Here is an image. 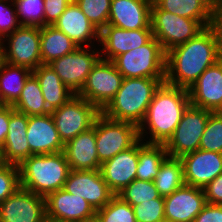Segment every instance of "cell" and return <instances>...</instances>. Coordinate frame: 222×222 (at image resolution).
<instances>
[{
    "mask_svg": "<svg viewBox=\"0 0 222 222\" xmlns=\"http://www.w3.org/2000/svg\"><path fill=\"white\" fill-rule=\"evenodd\" d=\"M101 111L94 105L75 94L64 105L51 112L59 137L63 144L78 134L93 127Z\"/></svg>",
    "mask_w": 222,
    "mask_h": 222,
    "instance_id": "8",
    "label": "cell"
},
{
    "mask_svg": "<svg viewBox=\"0 0 222 222\" xmlns=\"http://www.w3.org/2000/svg\"><path fill=\"white\" fill-rule=\"evenodd\" d=\"M222 9V0H220V10Z\"/></svg>",
    "mask_w": 222,
    "mask_h": 222,
    "instance_id": "53",
    "label": "cell"
},
{
    "mask_svg": "<svg viewBox=\"0 0 222 222\" xmlns=\"http://www.w3.org/2000/svg\"><path fill=\"white\" fill-rule=\"evenodd\" d=\"M96 217L100 222H137L133 207L117 195L105 207L96 211Z\"/></svg>",
    "mask_w": 222,
    "mask_h": 222,
    "instance_id": "34",
    "label": "cell"
},
{
    "mask_svg": "<svg viewBox=\"0 0 222 222\" xmlns=\"http://www.w3.org/2000/svg\"><path fill=\"white\" fill-rule=\"evenodd\" d=\"M45 197L19 187L0 203V222H45Z\"/></svg>",
    "mask_w": 222,
    "mask_h": 222,
    "instance_id": "14",
    "label": "cell"
},
{
    "mask_svg": "<svg viewBox=\"0 0 222 222\" xmlns=\"http://www.w3.org/2000/svg\"><path fill=\"white\" fill-rule=\"evenodd\" d=\"M203 190L207 203L222 205V173L212 180Z\"/></svg>",
    "mask_w": 222,
    "mask_h": 222,
    "instance_id": "42",
    "label": "cell"
},
{
    "mask_svg": "<svg viewBox=\"0 0 222 222\" xmlns=\"http://www.w3.org/2000/svg\"><path fill=\"white\" fill-rule=\"evenodd\" d=\"M79 46L53 25L40 27V52L42 64L74 52Z\"/></svg>",
    "mask_w": 222,
    "mask_h": 222,
    "instance_id": "27",
    "label": "cell"
},
{
    "mask_svg": "<svg viewBox=\"0 0 222 222\" xmlns=\"http://www.w3.org/2000/svg\"><path fill=\"white\" fill-rule=\"evenodd\" d=\"M63 152L71 170H99L102 163L97 156L95 121L93 127L67 142Z\"/></svg>",
    "mask_w": 222,
    "mask_h": 222,
    "instance_id": "24",
    "label": "cell"
},
{
    "mask_svg": "<svg viewBox=\"0 0 222 222\" xmlns=\"http://www.w3.org/2000/svg\"><path fill=\"white\" fill-rule=\"evenodd\" d=\"M4 62H5V58H4L3 44H2V41L0 40V70Z\"/></svg>",
    "mask_w": 222,
    "mask_h": 222,
    "instance_id": "48",
    "label": "cell"
},
{
    "mask_svg": "<svg viewBox=\"0 0 222 222\" xmlns=\"http://www.w3.org/2000/svg\"><path fill=\"white\" fill-rule=\"evenodd\" d=\"M45 222H57V221H53V220H50V219H46Z\"/></svg>",
    "mask_w": 222,
    "mask_h": 222,
    "instance_id": "52",
    "label": "cell"
},
{
    "mask_svg": "<svg viewBox=\"0 0 222 222\" xmlns=\"http://www.w3.org/2000/svg\"><path fill=\"white\" fill-rule=\"evenodd\" d=\"M20 186L46 197L62 189L71 171L63 151L31 155L19 165Z\"/></svg>",
    "mask_w": 222,
    "mask_h": 222,
    "instance_id": "4",
    "label": "cell"
},
{
    "mask_svg": "<svg viewBox=\"0 0 222 222\" xmlns=\"http://www.w3.org/2000/svg\"><path fill=\"white\" fill-rule=\"evenodd\" d=\"M190 104L188 89L162 83L138 126L139 139L149 144H165Z\"/></svg>",
    "mask_w": 222,
    "mask_h": 222,
    "instance_id": "2",
    "label": "cell"
},
{
    "mask_svg": "<svg viewBox=\"0 0 222 222\" xmlns=\"http://www.w3.org/2000/svg\"><path fill=\"white\" fill-rule=\"evenodd\" d=\"M99 50L96 46L78 47L74 52L53 60L49 65L61 81L78 94L85 85L92 67L101 58Z\"/></svg>",
    "mask_w": 222,
    "mask_h": 222,
    "instance_id": "12",
    "label": "cell"
},
{
    "mask_svg": "<svg viewBox=\"0 0 222 222\" xmlns=\"http://www.w3.org/2000/svg\"><path fill=\"white\" fill-rule=\"evenodd\" d=\"M63 189L82 197L95 210L105 207L114 194L99 170H71Z\"/></svg>",
    "mask_w": 222,
    "mask_h": 222,
    "instance_id": "13",
    "label": "cell"
},
{
    "mask_svg": "<svg viewBox=\"0 0 222 222\" xmlns=\"http://www.w3.org/2000/svg\"><path fill=\"white\" fill-rule=\"evenodd\" d=\"M10 119V106L4 105L0 107V145L3 146L7 134Z\"/></svg>",
    "mask_w": 222,
    "mask_h": 222,
    "instance_id": "44",
    "label": "cell"
},
{
    "mask_svg": "<svg viewBox=\"0 0 222 222\" xmlns=\"http://www.w3.org/2000/svg\"><path fill=\"white\" fill-rule=\"evenodd\" d=\"M21 26H44V0H14Z\"/></svg>",
    "mask_w": 222,
    "mask_h": 222,
    "instance_id": "35",
    "label": "cell"
},
{
    "mask_svg": "<svg viewBox=\"0 0 222 222\" xmlns=\"http://www.w3.org/2000/svg\"><path fill=\"white\" fill-rule=\"evenodd\" d=\"M73 0H44V26L53 25Z\"/></svg>",
    "mask_w": 222,
    "mask_h": 222,
    "instance_id": "41",
    "label": "cell"
},
{
    "mask_svg": "<svg viewBox=\"0 0 222 222\" xmlns=\"http://www.w3.org/2000/svg\"><path fill=\"white\" fill-rule=\"evenodd\" d=\"M8 163L5 161L3 146L0 145V168L7 165Z\"/></svg>",
    "mask_w": 222,
    "mask_h": 222,
    "instance_id": "47",
    "label": "cell"
},
{
    "mask_svg": "<svg viewBox=\"0 0 222 222\" xmlns=\"http://www.w3.org/2000/svg\"><path fill=\"white\" fill-rule=\"evenodd\" d=\"M20 186L19 166L7 164L0 168V203L6 200Z\"/></svg>",
    "mask_w": 222,
    "mask_h": 222,
    "instance_id": "39",
    "label": "cell"
},
{
    "mask_svg": "<svg viewBox=\"0 0 222 222\" xmlns=\"http://www.w3.org/2000/svg\"><path fill=\"white\" fill-rule=\"evenodd\" d=\"M151 28L153 37L165 52L186 43L205 27L197 20L180 17L162 10L154 1L151 7Z\"/></svg>",
    "mask_w": 222,
    "mask_h": 222,
    "instance_id": "7",
    "label": "cell"
},
{
    "mask_svg": "<svg viewBox=\"0 0 222 222\" xmlns=\"http://www.w3.org/2000/svg\"><path fill=\"white\" fill-rule=\"evenodd\" d=\"M122 81L123 76L114 63L100 58L92 67L78 95L101 111L115 97Z\"/></svg>",
    "mask_w": 222,
    "mask_h": 222,
    "instance_id": "11",
    "label": "cell"
},
{
    "mask_svg": "<svg viewBox=\"0 0 222 222\" xmlns=\"http://www.w3.org/2000/svg\"><path fill=\"white\" fill-rule=\"evenodd\" d=\"M1 106H4V103L2 102L1 95H0V107Z\"/></svg>",
    "mask_w": 222,
    "mask_h": 222,
    "instance_id": "51",
    "label": "cell"
},
{
    "mask_svg": "<svg viewBox=\"0 0 222 222\" xmlns=\"http://www.w3.org/2000/svg\"><path fill=\"white\" fill-rule=\"evenodd\" d=\"M137 222L165 221L164 197H159L139 205L132 206Z\"/></svg>",
    "mask_w": 222,
    "mask_h": 222,
    "instance_id": "38",
    "label": "cell"
},
{
    "mask_svg": "<svg viewBox=\"0 0 222 222\" xmlns=\"http://www.w3.org/2000/svg\"><path fill=\"white\" fill-rule=\"evenodd\" d=\"M206 204L202 188L185 184L171 195L164 197L165 221L194 222Z\"/></svg>",
    "mask_w": 222,
    "mask_h": 222,
    "instance_id": "17",
    "label": "cell"
},
{
    "mask_svg": "<svg viewBox=\"0 0 222 222\" xmlns=\"http://www.w3.org/2000/svg\"><path fill=\"white\" fill-rule=\"evenodd\" d=\"M153 0H111L108 25L125 30L151 28Z\"/></svg>",
    "mask_w": 222,
    "mask_h": 222,
    "instance_id": "22",
    "label": "cell"
},
{
    "mask_svg": "<svg viewBox=\"0 0 222 222\" xmlns=\"http://www.w3.org/2000/svg\"><path fill=\"white\" fill-rule=\"evenodd\" d=\"M139 140L129 149L118 153L101 164V174L114 195L136 179Z\"/></svg>",
    "mask_w": 222,
    "mask_h": 222,
    "instance_id": "20",
    "label": "cell"
},
{
    "mask_svg": "<svg viewBox=\"0 0 222 222\" xmlns=\"http://www.w3.org/2000/svg\"><path fill=\"white\" fill-rule=\"evenodd\" d=\"M1 41L5 62L22 66L32 71L42 64L40 27L20 26Z\"/></svg>",
    "mask_w": 222,
    "mask_h": 222,
    "instance_id": "10",
    "label": "cell"
},
{
    "mask_svg": "<svg viewBox=\"0 0 222 222\" xmlns=\"http://www.w3.org/2000/svg\"><path fill=\"white\" fill-rule=\"evenodd\" d=\"M26 138L30 147V156L64 151V144L51 113L28 116Z\"/></svg>",
    "mask_w": 222,
    "mask_h": 222,
    "instance_id": "21",
    "label": "cell"
},
{
    "mask_svg": "<svg viewBox=\"0 0 222 222\" xmlns=\"http://www.w3.org/2000/svg\"><path fill=\"white\" fill-rule=\"evenodd\" d=\"M153 182L161 197L169 196L176 189L185 185L181 158L167 156Z\"/></svg>",
    "mask_w": 222,
    "mask_h": 222,
    "instance_id": "31",
    "label": "cell"
},
{
    "mask_svg": "<svg viewBox=\"0 0 222 222\" xmlns=\"http://www.w3.org/2000/svg\"><path fill=\"white\" fill-rule=\"evenodd\" d=\"M194 222H222V205L207 203L195 217Z\"/></svg>",
    "mask_w": 222,
    "mask_h": 222,
    "instance_id": "43",
    "label": "cell"
},
{
    "mask_svg": "<svg viewBox=\"0 0 222 222\" xmlns=\"http://www.w3.org/2000/svg\"><path fill=\"white\" fill-rule=\"evenodd\" d=\"M214 15L220 10V0H200Z\"/></svg>",
    "mask_w": 222,
    "mask_h": 222,
    "instance_id": "46",
    "label": "cell"
},
{
    "mask_svg": "<svg viewBox=\"0 0 222 222\" xmlns=\"http://www.w3.org/2000/svg\"><path fill=\"white\" fill-rule=\"evenodd\" d=\"M162 10L199 21L204 27L214 24V14L200 0H153Z\"/></svg>",
    "mask_w": 222,
    "mask_h": 222,
    "instance_id": "30",
    "label": "cell"
},
{
    "mask_svg": "<svg viewBox=\"0 0 222 222\" xmlns=\"http://www.w3.org/2000/svg\"><path fill=\"white\" fill-rule=\"evenodd\" d=\"M46 217L57 222H85L96 216V211L82 197L63 188L45 197Z\"/></svg>",
    "mask_w": 222,
    "mask_h": 222,
    "instance_id": "16",
    "label": "cell"
},
{
    "mask_svg": "<svg viewBox=\"0 0 222 222\" xmlns=\"http://www.w3.org/2000/svg\"><path fill=\"white\" fill-rule=\"evenodd\" d=\"M32 70L4 62L0 70V95L4 105L12 106L19 98Z\"/></svg>",
    "mask_w": 222,
    "mask_h": 222,
    "instance_id": "28",
    "label": "cell"
},
{
    "mask_svg": "<svg viewBox=\"0 0 222 222\" xmlns=\"http://www.w3.org/2000/svg\"><path fill=\"white\" fill-rule=\"evenodd\" d=\"M85 222H100V220L95 216L94 218L86 220Z\"/></svg>",
    "mask_w": 222,
    "mask_h": 222,
    "instance_id": "49",
    "label": "cell"
},
{
    "mask_svg": "<svg viewBox=\"0 0 222 222\" xmlns=\"http://www.w3.org/2000/svg\"><path fill=\"white\" fill-rule=\"evenodd\" d=\"M199 149L222 153V114L210 113Z\"/></svg>",
    "mask_w": 222,
    "mask_h": 222,
    "instance_id": "36",
    "label": "cell"
},
{
    "mask_svg": "<svg viewBox=\"0 0 222 222\" xmlns=\"http://www.w3.org/2000/svg\"><path fill=\"white\" fill-rule=\"evenodd\" d=\"M186 185L204 189L222 173V153L198 149L181 157Z\"/></svg>",
    "mask_w": 222,
    "mask_h": 222,
    "instance_id": "18",
    "label": "cell"
},
{
    "mask_svg": "<svg viewBox=\"0 0 222 222\" xmlns=\"http://www.w3.org/2000/svg\"><path fill=\"white\" fill-rule=\"evenodd\" d=\"M40 84L48 110L52 112L64 105L75 93L70 90L49 64H41L32 71Z\"/></svg>",
    "mask_w": 222,
    "mask_h": 222,
    "instance_id": "26",
    "label": "cell"
},
{
    "mask_svg": "<svg viewBox=\"0 0 222 222\" xmlns=\"http://www.w3.org/2000/svg\"><path fill=\"white\" fill-rule=\"evenodd\" d=\"M168 156L164 144H149L139 139V153L136 179L153 181L159 168Z\"/></svg>",
    "mask_w": 222,
    "mask_h": 222,
    "instance_id": "29",
    "label": "cell"
},
{
    "mask_svg": "<svg viewBox=\"0 0 222 222\" xmlns=\"http://www.w3.org/2000/svg\"><path fill=\"white\" fill-rule=\"evenodd\" d=\"M53 26L64 32L79 47L96 46L95 41L99 43L100 31L87 19L74 0Z\"/></svg>",
    "mask_w": 222,
    "mask_h": 222,
    "instance_id": "23",
    "label": "cell"
},
{
    "mask_svg": "<svg viewBox=\"0 0 222 222\" xmlns=\"http://www.w3.org/2000/svg\"><path fill=\"white\" fill-rule=\"evenodd\" d=\"M20 26L14 1L0 0V40Z\"/></svg>",
    "mask_w": 222,
    "mask_h": 222,
    "instance_id": "40",
    "label": "cell"
},
{
    "mask_svg": "<svg viewBox=\"0 0 222 222\" xmlns=\"http://www.w3.org/2000/svg\"><path fill=\"white\" fill-rule=\"evenodd\" d=\"M221 58L217 29L214 25L205 27L186 43L166 52L165 83L188 89Z\"/></svg>",
    "mask_w": 222,
    "mask_h": 222,
    "instance_id": "1",
    "label": "cell"
},
{
    "mask_svg": "<svg viewBox=\"0 0 222 222\" xmlns=\"http://www.w3.org/2000/svg\"><path fill=\"white\" fill-rule=\"evenodd\" d=\"M123 201L131 206L139 205L143 202L160 197L153 181H143L134 179L128 186L117 194Z\"/></svg>",
    "mask_w": 222,
    "mask_h": 222,
    "instance_id": "33",
    "label": "cell"
},
{
    "mask_svg": "<svg viewBox=\"0 0 222 222\" xmlns=\"http://www.w3.org/2000/svg\"><path fill=\"white\" fill-rule=\"evenodd\" d=\"M12 106L27 116L51 113L44 100L40 84L33 74L25 81L18 100Z\"/></svg>",
    "mask_w": 222,
    "mask_h": 222,
    "instance_id": "32",
    "label": "cell"
},
{
    "mask_svg": "<svg viewBox=\"0 0 222 222\" xmlns=\"http://www.w3.org/2000/svg\"><path fill=\"white\" fill-rule=\"evenodd\" d=\"M188 93L195 107L216 112L222 106V58L199 76Z\"/></svg>",
    "mask_w": 222,
    "mask_h": 222,
    "instance_id": "19",
    "label": "cell"
},
{
    "mask_svg": "<svg viewBox=\"0 0 222 222\" xmlns=\"http://www.w3.org/2000/svg\"><path fill=\"white\" fill-rule=\"evenodd\" d=\"M97 156L101 163L129 149L139 140L138 126L116 121L100 113L95 119Z\"/></svg>",
    "mask_w": 222,
    "mask_h": 222,
    "instance_id": "6",
    "label": "cell"
},
{
    "mask_svg": "<svg viewBox=\"0 0 222 222\" xmlns=\"http://www.w3.org/2000/svg\"><path fill=\"white\" fill-rule=\"evenodd\" d=\"M152 37V28L125 30L107 25L99 33L100 57L112 61L116 56L146 44Z\"/></svg>",
    "mask_w": 222,
    "mask_h": 222,
    "instance_id": "15",
    "label": "cell"
},
{
    "mask_svg": "<svg viewBox=\"0 0 222 222\" xmlns=\"http://www.w3.org/2000/svg\"><path fill=\"white\" fill-rule=\"evenodd\" d=\"M212 111L189 105L170 139L164 144L168 156L181 158L199 149Z\"/></svg>",
    "mask_w": 222,
    "mask_h": 222,
    "instance_id": "9",
    "label": "cell"
},
{
    "mask_svg": "<svg viewBox=\"0 0 222 222\" xmlns=\"http://www.w3.org/2000/svg\"><path fill=\"white\" fill-rule=\"evenodd\" d=\"M165 78H123L115 97L101 113L116 121H127L137 126L143 121L155 91Z\"/></svg>",
    "mask_w": 222,
    "mask_h": 222,
    "instance_id": "3",
    "label": "cell"
},
{
    "mask_svg": "<svg viewBox=\"0 0 222 222\" xmlns=\"http://www.w3.org/2000/svg\"><path fill=\"white\" fill-rule=\"evenodd\" d=\"M215 28L217 29L218 35H219V41H220V47L222 52V9L219 10L214 15V24Z\"/></svg>",
    "mask_w": 222,
    "mask_h": 222,
    "instance_id": "45",
    "label": "cell"
},
{
    "mask_svg": "<svg viewBox=\"0 0 222 222\" xmlns=\"http://www.w3.org/2000/svg\"><path fill=\"white\" fill-rule=\"evenodd\" d=\"M216 112L222 114V106Z\"/></svg>",
    "mask_w": 222,
    "mask_h": 222,
    "instance_id": "50",
    "label": "cell"
},
{
    "mask_svg": "<svg viewBox=\"0 0 222 222\" xmlns=\"http://www.w3.org/2000/svg\"><path fill=\"white\" fill-rule=\"evenodd\" d=\"M28 116L10 106L8 134L3 144L5 161L8 164L20 165L30 157V147L27 142Z\"/></svg>",
    "mask_w": 222,
    "mask_h": 222,
    "instance_id": "25",
    "label": "cell"
},
{
    "mask_svg": "<svg viewBox=\"0 0 222 222\" xmlns=\"http://www.w3.org/2000/svg\"><path fill=\"white\" fill-rule=\"evenodd\" d=\"M112 62L123 78H165L166 52L154 37L146 44L116 56Z\"/></svg>",
    "mask_w": 222,
    "mask_h": 222,
    "instance_id": "5",
    "label": "cell"
},
{
    "mask_svg": "<svg viewBox=\"0 0 222 222\" xmlns=\"http://www.w3.org/2000/svg\"><path fill=\"white\" fill-rule=\"evenodd\" d=\"M87 19L101 31L108 25L111 0H74Z\"/></svg>",
    "mask_w": 222,
    "mask_h": 222,
    "instance_id": "37",
    "label": "cell"
}]
</instances>
